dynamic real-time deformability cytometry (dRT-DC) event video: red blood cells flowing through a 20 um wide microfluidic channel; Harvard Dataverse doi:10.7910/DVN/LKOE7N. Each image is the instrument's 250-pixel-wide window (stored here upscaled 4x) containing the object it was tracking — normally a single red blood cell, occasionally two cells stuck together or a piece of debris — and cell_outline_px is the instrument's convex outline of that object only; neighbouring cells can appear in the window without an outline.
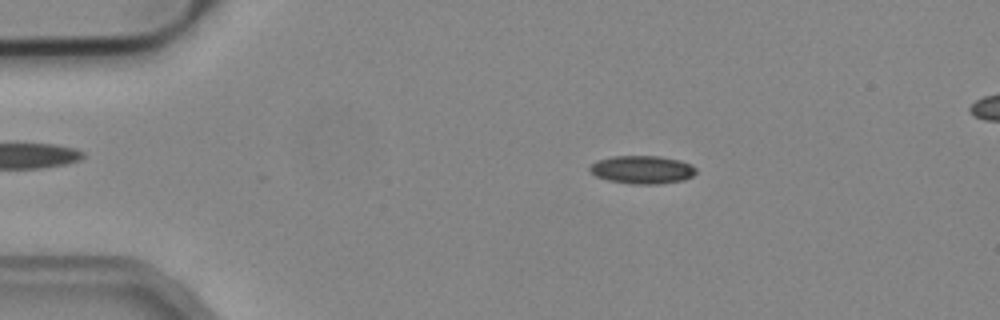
{"species": "common noctule bat (a hibernating species)", "species_latin": "Nyctalus noctula", "temperature_condition": "cold", "stored_images_in_passage": 53, "camera_frame_rate_fps": 3000, "um_per_image_px": 0.085, "animal": {"sex": "male", "body_mass_g": 19.2, "forearm_length_mm": 51.8}, "frame": {"image": 1, "passage_image": 10, "time_ms": 3.0, "image_size_px": [1000, 320], "cell_outline_px": [[696, 172], [692, 176], [684, 180], [660, 184], [632, 184], [608, 180], [596, 176], [588, 168], [596, 160], [612, 156], [660, 156], [680, 160], [692, 164], [696, 168]], "centroid_in_image_um": [54.61, 14.42], "position_along_channel_um": 30.4, "area_um2": 17.51}}
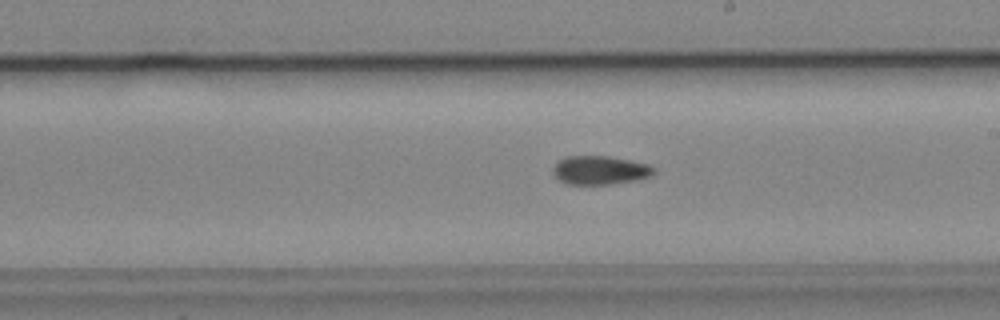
{"frame": {"image": 2, "passage_image": 30, "time_ms": 9.667, "image_size_px": [1000, 320], "cell_outline_px": [[656, 172], [652, 176], [640, 180], [612, 184], [568, 184], [560, 180], [552, 172], [552, 168], [556, 160], [568, 156], [608, 156], [648, 164], [656, 168]], "centroid_in_image_um": [51.02, 14.47], "position_along_channel_um": 238.0, "area_um2": 17.11}}
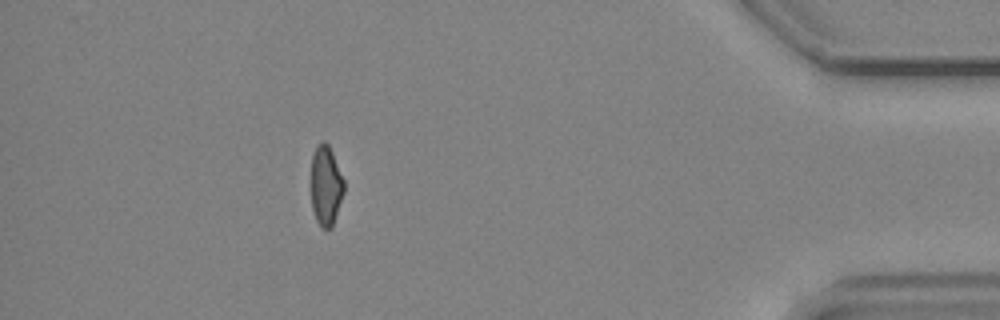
{"frame": {"image": 3, "passage_image": 47, "time_ms": 15.333, "image_size_px": [1000, 320], "cell_outline_px": [[344, 192], [332, 228], [324, 228], [316, 220], [312, 208], [312, 152], [316, 144], [320, 140], [324, 140], [328, 144], [332, 152], [344, 180]], "centroid_in_image_um": [27.7, 15.73], "position_along_channel_um": 407.5, "area_um2": 15.32}, "authors_computed_cell_mechanics": {"area_um2": 16.7042, "velocity_mm_per_s": 3.9187, "shape_relaxation_time_tau1_ms": 7.7486, "shape_relaxation_time_tau2_ms": 7.0591, "deformation_change_tau1": 0.1442, "deformation_change_tau2": 0.1367}}